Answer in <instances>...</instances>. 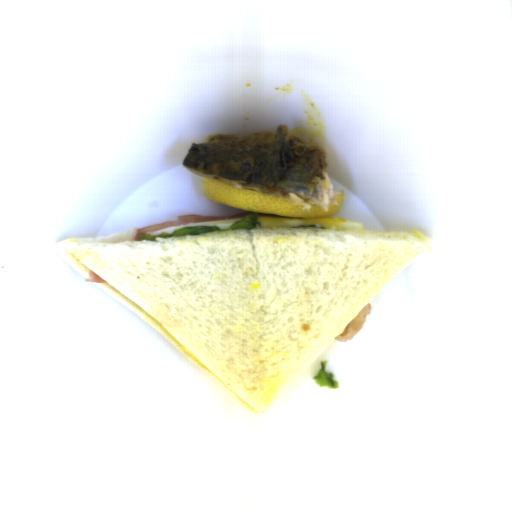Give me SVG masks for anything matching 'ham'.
I'll list each match as a JSON object with an SVG mask.
<instances>
[{"label": "ham", "mask_w": 512, "mask_h": 512, "mask_svg": "<svg viewBox=\"0 0 512 512\" xmlns=\"http://www.w3.org/2000/svg\"><path fill=\"white\" fill-rule=\"evenodd\" d=\"M257 212V211H256ZM258 216H272V217H283V216H278V215H273V214H267V213H262V212H257ZM283 218H292V217H283Z\"/></svg>", "instance_id": "obj_4"}, {"label": "ham", "mask_w": 512, "mask_h": 512, "mask_svg": "<svg viewBox=\"0 0 512 512\" xmlns=\"http://www.w3.org/2000/svg\"><path fill=\"white\" fill-rule=\"evenodd\" d=\"M372 313V304H366L348 326L335 337V341L347 342L358 334L363 327L366 317Z\"/></svg>", "instance_id": "obj_2"}, {"label": "ham", "mask_w": 512, "mask_h": 512, "mask_svg": "<svg viewBox=\"0 0 512 512\" xmlns=\"http://www.w3.org/2000/svg\"><path fill=\"white\" fill-rule=\"evenodd\" d=\"M252 211H244L228 216H212V215H190V214H180L175 221H170L166 223L151 225L147 227H142L137 230L133 241H138V237L141 233H150L152 231L163 230L170 227L178 226L185 223H194V222H204V221H215V220H223V219H232V218H241L245 216H249Z\"/></svg>", "instance_id": "obj_1"}, {"label": "ham", "mask_w": 512, "mask_h": 512, "mask_svg": "<svg viewBox=\"0 0 512 512\" xmlns=\"http://www.w3.org/2000/svg\"><path fill=\"white\" fill-rule=\"evenodd\" d=\"M86 283H92V284H106L108 283L104 278H102L100 275H98L93 270H90L88 277L86 278Z\"/></svg>", "instance_id": "obj_3"}]
</instances>
